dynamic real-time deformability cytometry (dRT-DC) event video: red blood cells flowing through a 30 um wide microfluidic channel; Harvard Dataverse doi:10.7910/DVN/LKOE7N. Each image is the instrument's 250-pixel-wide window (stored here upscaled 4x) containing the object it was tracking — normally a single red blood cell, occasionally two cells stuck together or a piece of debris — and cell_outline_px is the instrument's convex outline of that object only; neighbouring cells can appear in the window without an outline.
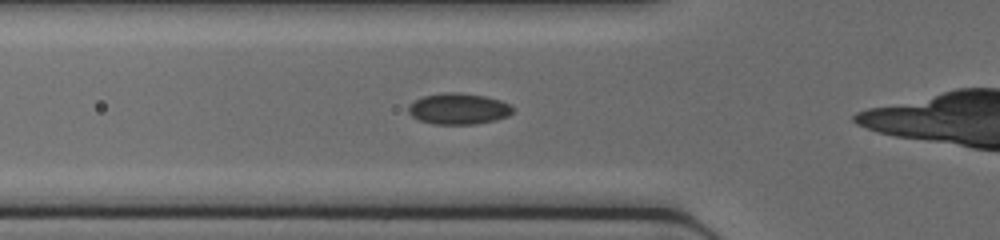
{"species": "common noctule bat (a hibernating species)", "species_latin": "Nyctalus noctula", "temperature_condition": "cold", "stored_images_in_passage": 14, "camera_frame_rate_fps": 3000, "um_per_image_px": 0.085, "animal": {"sex": "female", "body_mass_g": 17.0, "forearm_length_mm": 48.0}, "frame": {"image": 1, "passage_image": 10, "time_ms": 3.0, "image_size_px": [1000, 240], "cell_outline_px": [[512, 112], [508, 116], [496, 120], [476, 124], [436, 124], [420, 120], [412, 116], [408, 112], [408, 104], [424, 96], [444, 92], [460, 92], [484, 96], [500, 100], [512, 104]], "centroid_in_image_um": [38.99, 9.24], "position_along_channel_um": 86.8, "area_um2": 18.96}}
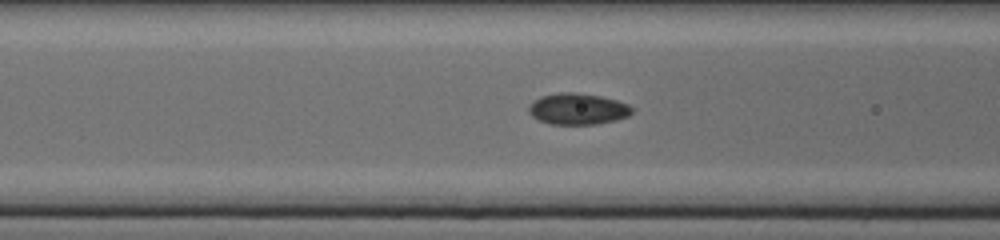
{"frame": {"image": 2, "passage_image": 12, "time_ms": 3.667, "image_size_px": [1000, 240], "cell_outline_px": [[632, 112], [628, 116], [616, 120], [596, 124], [548, 124], [532, 116], [528, 112], [528, 104], [532, 100], [540, 96], [560, 92], [572, 92], [600, 96], [616, 100], [628, 104], [632, 108]], "centroid_in_image_um": [49.06, 9.25], "position_along_channel_um": 117.5, "area_um2": 18.9}}